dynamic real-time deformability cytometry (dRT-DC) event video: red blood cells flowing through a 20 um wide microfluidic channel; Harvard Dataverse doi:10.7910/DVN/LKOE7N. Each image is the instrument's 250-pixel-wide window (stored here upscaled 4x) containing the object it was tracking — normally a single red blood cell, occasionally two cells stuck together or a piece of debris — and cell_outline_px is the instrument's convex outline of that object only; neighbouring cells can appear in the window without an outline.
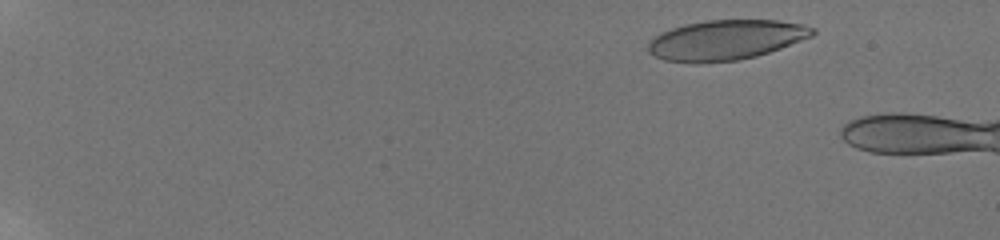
{"species": "human", "species_latin": "Homo sapiens", "temperature_condition": "room temperature", "stored_images_in_passage": 53, "camera_frame_rate_fps": 3000, "um_per_image_px": 0.085, "donor": {"sex": "male"}, "frame": {"image": 1, "passage_image": 5, "time_ms": 1.333, "image_size_px": [1000, 240], "cell_outline_px": [[816, 32], [812, 36], [780, 48], [756, 56], [736, 60], [700, 64], [696, 64], [664, 60], [648, 52], [648, 40], [660, 32], [684, 24], [704, 20], [776, 20], [804, 24], [816, 28]], "centroid_in_image_um": [61.67, 3.4], "position_along_channel_um": 23.3, "area_um2": 38.61}}
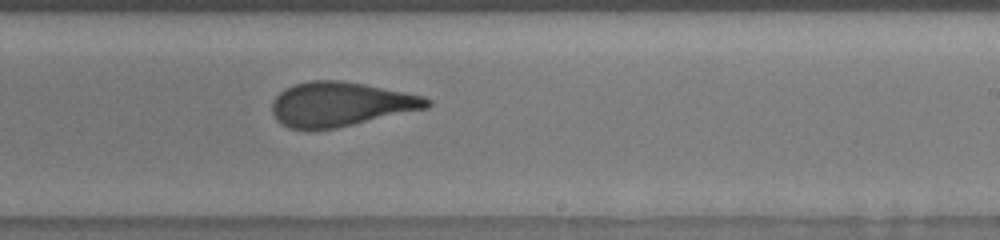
{"frame": {"image": 2, "passage_image": 36, "time_ms": 11.667, "image_size_px": [1000, 240], "cell_outline_px": [[432, 104], [428, 108], [336, 128], [288, 128], [280, 124], [276, 120], [272, 112], [272, 100], [280, 92], [296, 84], [312, 80], [340, 80], [364, 84], [424, 96], [432, 100]], "centroid_in_image_um": [28.96, 8.85], "position_along_channel_um": 260.0, "area_um2": 39.77}}
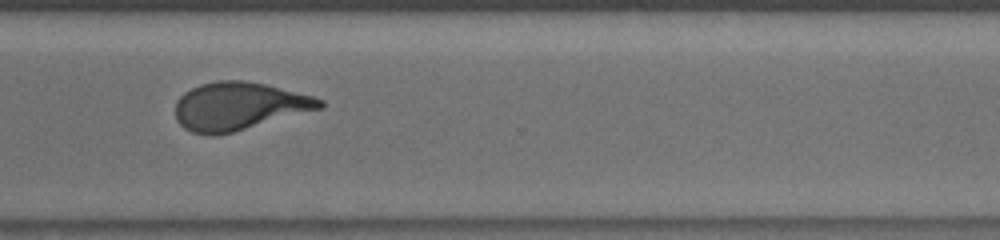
{"frame": {"image": 3, "passage_image": 43, "time_ms": 14.0, "image_size_px": [1000, 240], "cell_outline_px": [[324, 108], [232, 132], [216, 136], [208, 136], [192, 132], [184, 128], [176, 120], [176, 100], [184, 92], [200, 84], [216, 80], [244, 80], [264, 84], [312, 96], [324, 100]], "centroid_in_image_um": [20.28, 9.03], "position_along_channel_um": 350.3, "area_um2": 40.34}}